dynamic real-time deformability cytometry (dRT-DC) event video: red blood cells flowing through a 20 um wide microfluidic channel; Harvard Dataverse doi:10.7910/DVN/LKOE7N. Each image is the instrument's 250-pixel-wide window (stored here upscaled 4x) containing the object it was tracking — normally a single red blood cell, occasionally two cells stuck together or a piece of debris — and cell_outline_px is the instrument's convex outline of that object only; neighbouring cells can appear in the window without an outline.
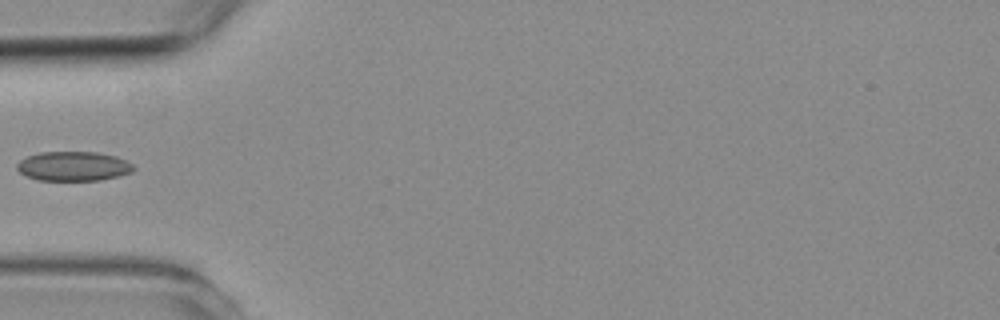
{"species": "common noctule bat (a hibernating species)", "species_latin": "Nyctalus noctula", "temperature_condition": "room temperature", "stored_images_in_passage": 4, "camera_frame_rate_fps": 3000, "um_per_image_px": 0.085, "animal": {"sex": "female", "body_mass_g": 19.3, "forearm_length_mm": 54.1}, "frame": {"image": 1, "passage_image": 4, "time_ms": 3.333, "image_size_px": [1000, 320], "cell_outline_px": [[136, 168], [132, 172], [100, 180], [36, 180], [20, 172], [16, 168], [16, 164], [20, 160], [28, 156], [40, 152], [96, 152], [116, 156], [132, 164]], "centroid_in_image_um": [6.23, 14.12], "position_along_channel_um": 78.8, "area_um2": 19.88}}